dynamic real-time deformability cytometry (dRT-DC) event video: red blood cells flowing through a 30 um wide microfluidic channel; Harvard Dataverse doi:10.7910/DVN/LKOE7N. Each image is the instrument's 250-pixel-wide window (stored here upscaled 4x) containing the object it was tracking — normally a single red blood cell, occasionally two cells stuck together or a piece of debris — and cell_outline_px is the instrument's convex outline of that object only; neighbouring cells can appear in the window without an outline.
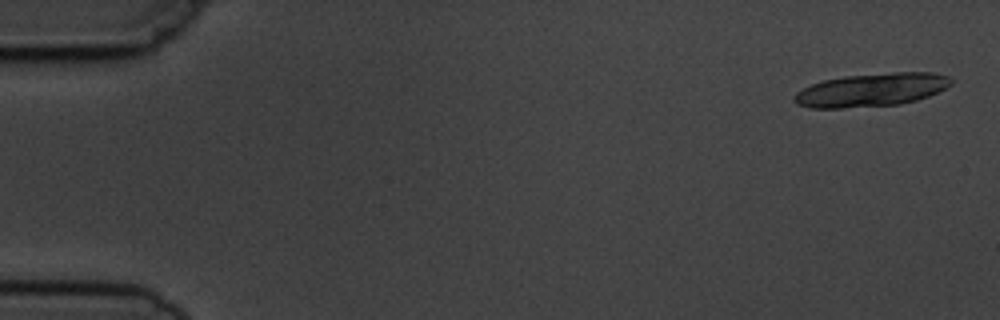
{"species": "common noctule bat (a hibernating species)", "species_latin": "Nyctalus noctula", "temperature_condition": "cold", "stored_images_in_passage": 5, "camera_frame_rate_fps": 3000, "um_per_image_px": 0.085, "animal": {"sex": "male", "body_mass_g": 19.5, "forearm_length_mm": 54.6}, "frame": {"image": 1, "passage_image": 1, "time_ms": 0.0, "image_size_px": [1000, 320], "cell_outline_px": [[952, 84], [928, 96], [916, 100], [900, 104], [840, 108], [812, 108], [796, 104], [792, 100], [792, 96], [796, 92], [812, 84], [824, 80], [844, 76], [896, 72], [932, 72], [948, 76], [952, 80]], "centroid_in_image_um": [74.04, 7.64], "position_along_channel_um": 11.0, "area_um2": 30.29}}